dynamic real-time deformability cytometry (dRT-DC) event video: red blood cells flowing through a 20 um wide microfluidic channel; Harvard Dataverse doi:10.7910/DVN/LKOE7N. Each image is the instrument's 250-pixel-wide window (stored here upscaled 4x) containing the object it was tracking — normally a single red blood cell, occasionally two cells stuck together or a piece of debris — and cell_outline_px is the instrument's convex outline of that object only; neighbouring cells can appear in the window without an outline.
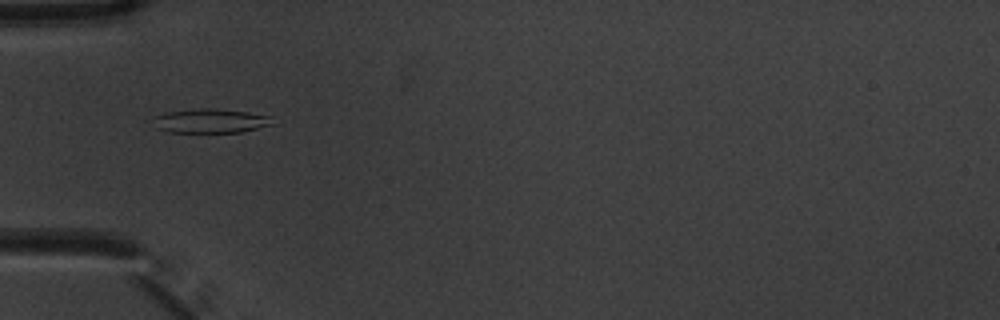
{"species": "common noctule bat (a hibernating species)", "species_latin": "Nyctalus noctula", "temperature_condition": "warm", "stored_images_in_passage": 4, "camera_frame_rate_fps": 3000, "um_per_image_px": 0.085, "animal": {"sex": "male", "body_mass_g": 20.1, "forearm_length_mm": 53.5}, "frame": {"image": 1, "passage_image": 1, "time_ms": 0.0, "image_size_px": [1000, 320], "cell_outline_px": [[280, 124], [240, 132], [168, 132], [156, 128], [152, 116], [168, 112], [200, 108], [216, 108], [248, 112], [272, 116]], "centroid_in_image_um": [18.0, 10.27], "position_along_channel_um": 67.0, "area_um2": 17.22}}
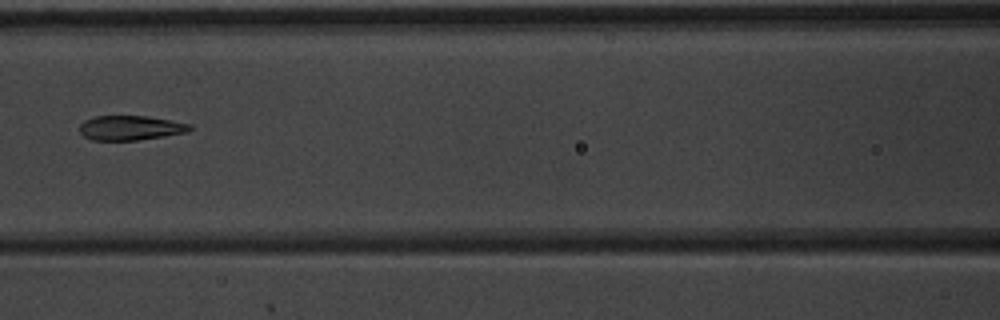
{"frame": {"image": 2, "passage_image": 3, "time_ms": 0.667, "image_size_px": [1000, 320], "cell_outline_px": [[192, 128], [188, 132], [164, 136], [136, 140], [92, 140], [84, 136], [80, 132], [80, 124], [84, 120], [96, 116], [148, 116], [192, 124]], "centroid_in_image_um": [11.1, 10.86], "position_along_channel_um": 155.5, "area_um2": 15.78}}
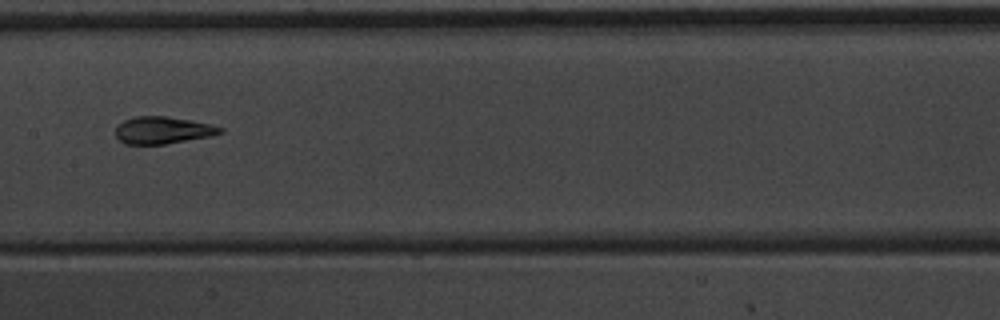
{"frame": {"image": 3, "passage_image": 4, "time_ms": 1.0, "image_size_px": [1000, 320], "cell_outline_px": [[224, 132], [212, 136], [164, 144], [124, 144], [116, 136], [116, 128], [124, 120], [136, 116], [168, 116], [208, 124], [224, 128]], "centroid_in_image_um": [13.84, 11.07], "position_along_channel_um": 193.6, "area_um2": 16.42}}